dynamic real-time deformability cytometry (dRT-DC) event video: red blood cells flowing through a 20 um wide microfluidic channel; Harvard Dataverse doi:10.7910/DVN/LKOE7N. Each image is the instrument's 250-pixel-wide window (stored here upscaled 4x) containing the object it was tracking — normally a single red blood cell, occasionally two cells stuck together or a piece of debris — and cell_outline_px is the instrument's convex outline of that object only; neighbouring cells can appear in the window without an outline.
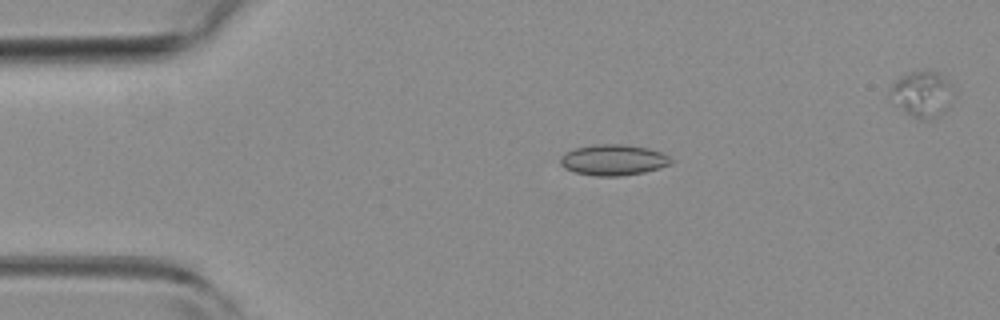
{"species": "common noctule bat (a hibernating species)", "species_latin": "Nyctalus noctula", "temperature_condition": "room temperature", "stored_images_in_passage": 5, "segment_of_instrument_passage": [1, 2], "camera_frame_rate_fps": 3000, "um_per_image_px": 0.085, "animal": {"sex": "female", "body_mass_g": 19.3, "forearm_length_mm": 54.1}, "frame": {"image": 1, "passage_image": 3, "time_ms": 0.667, "image_size_px": [1000, 320], "cell_outline_px": [[676, 160], [672, 164], [660, 168], [644, 172], [620, 176], [596, 176], [576, 172], [564, 168], [560, 164], [560, 156], [576, 148], [600, 144], [624, 144], [648, 148], [660, 152]], "centroid_in_image_um": [52.18, 13.6], "position_along_channel_um": 32.8, "area_um2": 19.88}}